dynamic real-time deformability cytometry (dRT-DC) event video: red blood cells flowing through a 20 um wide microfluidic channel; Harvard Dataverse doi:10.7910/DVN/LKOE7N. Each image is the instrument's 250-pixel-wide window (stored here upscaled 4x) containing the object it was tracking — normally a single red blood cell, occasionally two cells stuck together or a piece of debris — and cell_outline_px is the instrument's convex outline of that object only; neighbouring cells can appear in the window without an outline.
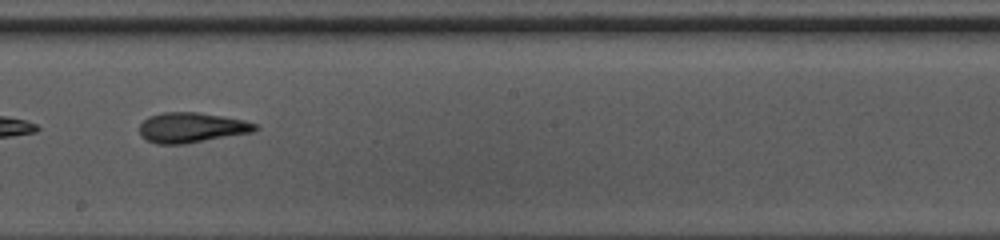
{"species": "common noctule bat (a hibernating species)", "species_latin": "Nyctalus noctula", "temperature_condition": "warm", "stored_images_in_passage": 38, "camera_frame_rate_fps": 3000, "um_per_image_px": 0.085, "animal": {"sex": "female", "body_mass_g": 10.0, "forearm_length_mm": 53.1}, "frame": {"image": 1, "passage_image": 22, "time_ms": 7.0, "image_size_px": [1000, 240], "cell_outline_px": [[260, 128], [252, 132], [184, 144], [156, 144], [140, 136], [140, 124], [148, 116], [164, 112], [196, 112], [244, 120], [256, 124]], "centroid_in_image_um": [16.26, 10.84], "position_along_channel_um": 231.9, "area_um2": 20.17}, "authors_computed_cell_mechanics": {"area_um2": 20.6924, "velocity_mm_per_s": 4.2479, "shape_relaxation_time_tau1_ms": 4.2655, "shape_relaxation_time_tau2_ms": 2.5729, "deformation_change_tau1": 0.1818, "deformation_change_tau2": 0.0937}}